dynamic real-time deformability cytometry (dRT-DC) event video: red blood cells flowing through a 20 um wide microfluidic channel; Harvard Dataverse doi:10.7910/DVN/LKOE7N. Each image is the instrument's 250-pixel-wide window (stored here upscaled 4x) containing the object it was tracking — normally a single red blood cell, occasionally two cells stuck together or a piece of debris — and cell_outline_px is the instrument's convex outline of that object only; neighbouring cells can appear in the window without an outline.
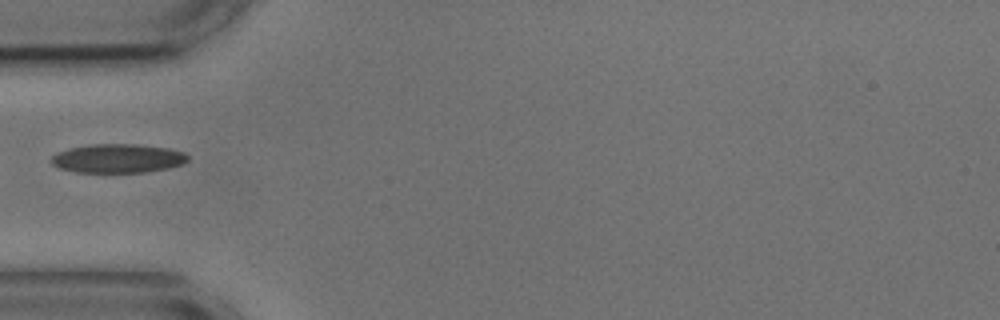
{"species": "common noctule bat (a hibernating species)", "species_latin": "Nyctalus noctula", "temperature_condition": "cold", "stored_images_in_passage": 24, "camera_frame_rate_fps": 3000, "um_per_image_px": 0.085, "animal": {"sex": "male", "body_mass_g": 17.9, "forearm_length_mm": 54.2}, "frame": {"image": 1, "passage_image": 1, "time_ms": 0.0, "image_size_px": [1000, 320], "cell_outline_px": [[188, 160], [184, 164], [168, 168], [144, 172], [76, 172], [60, 168], [52, 164], [52, 156], [68, 148], [92, 144], [136, 144], [168, 148], [184, 152], [188, 156]], "centroid_in_image_um": [10.05, 13.46], "position_along_channel_um": 75.0, "area_um2": 22.89}}